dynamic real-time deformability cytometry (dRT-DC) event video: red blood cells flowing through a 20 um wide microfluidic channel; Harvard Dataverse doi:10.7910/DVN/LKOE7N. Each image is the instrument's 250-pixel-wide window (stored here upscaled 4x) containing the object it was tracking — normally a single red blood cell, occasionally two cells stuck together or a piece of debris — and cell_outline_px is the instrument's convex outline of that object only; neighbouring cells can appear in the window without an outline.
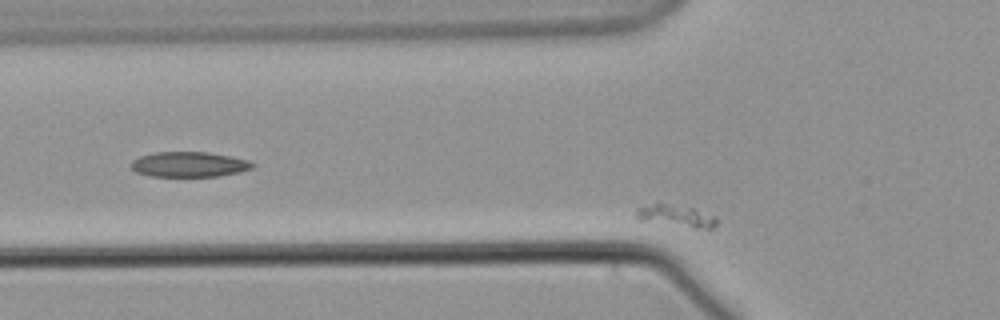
{"species": "common noctule bat (a hibernating species)", "species_latin": "Nyctalus noctula", "temperature_condition": "warm", "stored_images_in_passage": 34, "camera_frame_rate_fps": 3000, "um_per_image_px": 0.085, "animal": {"sex": "male", "body_mass_g": 21.5, "forearm_length_mm": 52.0}, "frame": {"image": 1, "passage_image": 3, "time_ms": 0.667, "image_size_px": [1000, 320], "cell_outline_px": [[716, 224], [712, 228], [696, 228], [636, 220], [636, 208], [656, 200], [660, 200], [692, 208], [716, 216]], "centroid_in_image_um": [57.35, 18.29], "position_along_channel_um": 68.5, "area_um2": 10.81}}
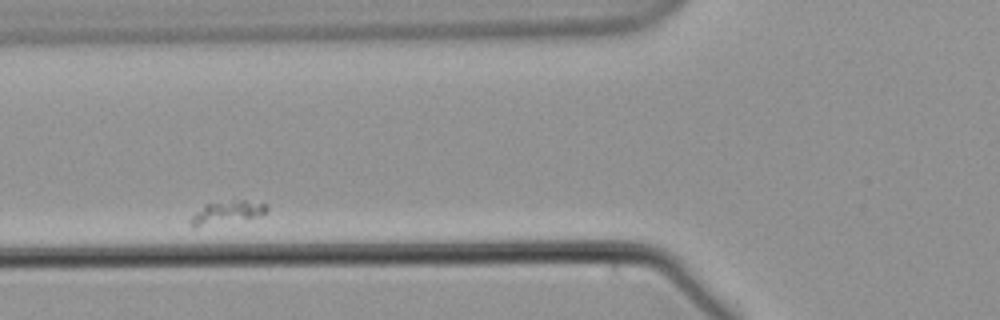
{"frame": {"image": 2, "passage_image": 7, "time_ms": 2.0, "image_size_px": [1000, 320], "cell_outline_px": [[268, 208], [260, 216], [196, 228], [192, 228], [188, 220], [204, 204], [236, 200], [244, 200], [268, 204]], "centroid_in_image_um": [19.24, 18.07], "position_along_channel_um": 106.6, "area_um2": 10.17}}